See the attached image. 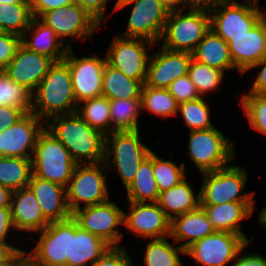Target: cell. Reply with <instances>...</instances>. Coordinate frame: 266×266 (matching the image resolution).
<instances>
[{
  "instance_id": "1",
  "label": "cell",
  "mask_w": 266,
  "mask_h": 266,
  "mask_svg": "<svg viewBox=\"0 0 266 266\" xmlns=\"http://www.w3.org/2000/svg\"><path fill=\"white\" fill-rule=\"evenodd\" d=\"M45 128L69 151L77 164L104 161L105 135L92 128L76 112L57 115Z\"/></svg>"
},
{
  "instance_id": "2",
  "label": "cell",
  "mask_w": 266,
  "mask_h": 266,
  "mask_svg": "<svg viewBox=\"0 0 266 266\" xmlns=\"http://www.w3.org/2000/svg\"><path fill=\"white\" fill-rule=\"evenodd\" d=\"M76 109L70 68L64 60L54 62L32 93L31 112L46 123L54 116L71 114Z\"/></svg>"
},
{
  "instance_id": "3",
  "label": "cell",
  "mask_w": 266,
  "mask_h": 266,
  "mask_svg": "<svg viewBox=\"0 0 266 266\" xmlns=\"http://www.w3.org/2000/svg\"><path fill=\"white\" fill-rule=\"evenodd\" d=\"M151 151L141 142L139 130L114 131L105 136L103 162L107 170L112 167L117 169L118 175L127 188ZM112 162L114 165H111Z\"/></svg>"
},
{
  "instance_id": "4",
  "label": "cell",
  "mask_w": 266,
  "mask_h": 266,
  "mask_svg": "<svg viewBox=\"0 0 266 266\" xmlns=\"http://www.w3.org/2000/svg\"><path fill=\"white\" fill-rule=\"evenodd\" d=\"M32 174L67 187L77 163L65 146L46 128L39 134L32 155Z\"/></svg>"
},
{
  "instance_id": "5",
  "label": "cell",
  "mask_w": 266,
  "mask_h": 266,
  "mask_svg": "<svg viewBox=\"0 0 266 266\" xmlns=\"http://www.w3.org/2000/svg\"><path fill=\"white\" fill-rule=\"evenodd\" d=\"M209 31V11L170 10L160 41L167 50L192 53Z\"/></svg>"
},
{
  "instance_id": "6",
  "label": "cell",
  "mask_w": 266,
  "mask_h": 266,
  "mask_svg": "<svg viewBox=\"0 0 266 266\" xmlns=\"http://www.w3.org/2000/svg\"><path fill=\"white\" fill-rule=\"evenodd\" d=\"M223 0L210 14V29L229 43L232 37L247 34L264 16L258 0Z\"/></svg>"
},
{
  "instance_id": "7",
  "label": "cell",
  "mask_w": 266,
  "mask_h": 266,
  "mask_svg": "<svg viewBox=\"0 0 266 266\" xmlns=\"http://www.w3.org/2000/svg\"><path fill=\"white\" fill-rule=\"evenodd\" d=\"M200 205H220L228 202H254L253 192L241 194L248 177L245 168L227 165L215 171L201 173Z\"/></svg>"
},
{
  "instance_id": "8",
  "label": "cell",
  "mask_w": 266,
  "mask_h": 266,
  "mask_svg": "<svg viewBox=\"0 0 266 266\" xmlns=\"http://www.w3.org/2000/svg\"><path fill=\"white\" fill-rule=\"evenodd\" d=\"M105 170L107 168L104 162L76 165L66 187L67 204L71 213L81 208V202L86 207L109 200L107 175L103 172Z\"/></svg>"
},
{
  "instance_id": "9",
  "label": "cell",
  "mask_w": 266,
  "mask_h": 266,
  "mask_svg": "<svg viewBox=\"0 0 266 266\" xmlns=\"http://www.w3.org/2000/svg\"><path fill=\"white\" fill-rule=\"evenodd\" d=\"M133 3L127 29L121 35L158 44L170 10L160 0H117L113 12Z\"/></svg>"
},
{
  "instance_id": "10",
  "label": "cell",
  "mask_w": 266,
  "mask_h": 266,
  "mask_svg": "<svg viewBox=\"0 0 266 266\" xmlns=\"http://www.w3.org/2000/svg\"><path fill=\"white\" fill-rule=\"evenodd\" d=\"M188 154L201 173L227 166L235 155L230 142L217 128L190 131Z\"/></svg>"
},
{
  "instance_id": "11",
  "label": "cell",
  "mask_w": 266,
  "mask_h": 266,
  "mask_svg": "<svg viewBox=\"0 0 266 266\" xmlns=\"http://www.w3.org/2000/svg\"><path fill=\"white\" fill-rule=\"evenodd\" d=\"M40 239L29 252L32 266H66L70 257V235H74V219L50 222L39 231Z\"/></svg>"
},
{
  "instance_id": "12",
  "label": "cell",
  "mask_w": 266,
  "mask_h": 266,
  "mask_svg": "<svg viewBox=\"0 0 266 266\" xmlns=\"http://www.w3.org/2000/svg\"><path fill=\"white\" fill-rule=\"evenodd\" d=\"M124 211L113 201L81 207L72 213V218L82 229L96 235L110 247L119 246L123 237L116 227L124 225Z\"/></svg>"
},
{
  "instance_id": "13",
  "label": "cell",
  "mask_w": 266,
  "mask_h": 266,
  "mask_svg": "<svg viewBox=\"0 0 266 266\" xmlns=\"http://www.w3.org/2000/svg\"><path fill=\"white\" fill-rule=\"evenodd\" d=\"M154 46L155 44L145 39L115 36L106 55L107 62L127 77L144 85L150 58L146 51L148 47Z\"/></svg>"
},
{
  "instance_id": "14",
  "label": "cell",
  "mask_w": 266,
  "mask_h": 266,
  "mask_svg": "<svg viewBox=\"0 0 266 266\" xmlns=\"http://www.w3.org/2000/svg\"><path fill=\"white\" fill-rule=\"evenodd\" d=\"M70 68L73 94L77 105L82 101L102 96L103 70L107 58H100L95 53L93 57L77 58L69 47L63 59Z\"/></svg>"
},
{
  "instance_id": "15",
  "label": "cell",
  "mask_w": 266,
  "mask_h": 266,
  "mask_svg": "<svg viewBox=\"0 0 266 266\" xmlns=\"http://www.w3.org/2000/svg\"><path fill=\"white\" fill-rule=\"evenodd\" d=\"M245 242L240 235L216 231L192 243L185 249V254L203 266H225L235 259Z\"/></svg>"
},
{
  "instance_id": "16",
  "label": "cell",
  "mask_w": 266,
  "mask_h": 266,
  "mask_svg": "<svg viewBox=\"0 0 266 266\" xmlns=\"http://www.w3.org/2000/svg\"><path fill=\"white\" fill-rule=\"evenodd\" d=\"M39 19L50 27L60 40L68 36L71 38L76 36L85 41L86 37L92 36L100 27V24L76 2L66 7L46 11Z\"/></svg>"
},
{
  "instance_id": "17",
  "label": "cell",
  "mask_w": 266,
  "mask_h": 266,
  "mask_svg": "<svg viewBox=\"0 0 266 266\" xmlns=\"http://www.w3.org/2000/svg\"><path fill=\"white\" fill-rule=\"evenodd\" d=\"M34 113H26L18 122L0 133V156L32 158L45 123ZM30 150V151H28ZM31 152V153H30Z\"/></svg>"
},
{
  "instance_id": "18",
  "label": "cell",
  "mask_w": 266,
  "mask_h": 266,
  "mask_svg": "<svg viewBox=\"0 0 266 266\" xmlns=\"http://www.w3.org/2000/svg\"><path fill=\"white\" fill-rule=\"evenodd\" d=\"M129 203L130 212L124 213V226L145 240L170 237L171 220L157 202Z\"/></svg>"
},
{
  "instance_id": "19",
  "label": "cell",
  "mask_w": 266,
  "mask_h": 266,
  "mask_svg": "<svg viewBox=\"0 0 266 266\" xmlns=\"http://www.w3.org/2000/svg\"><path fill=\"white\" fill-rule=\"evenodd\" d=\"M192 53L171 51L165 48L150 56L143 86L167 89L181 76L188 74Z\"/></svg>"
},
{
  "instance_id": "20",
  "label": "cell",
  "mask_w": 266,
  "mask_h": 266,
  "mask_svg": "<svg viewBox=\"0 0 266 266\" xmlns=\"http://www.w3.org/2000/svg\"><path fill=\"white\" fill-rule=\"evenodd\" d=\"M53 63L50 58L29 50L20 44L14 58L7 65L4 72L14 82L33 93Z\"/></svg>"
},
{
  "instance_id": "21",
  "label": "cell",
  "mask_w": 266,
  "mask_h": 266,
  "mask_svg": "<svg viewBox=\"0 0 266 266\" xmlns=\"http://www.w3.org/2000/svg\"><path fill=\"white\" fill-rule=\"evenodd\" d=\"M266 16L247 34L232 37L228 43L230 55L237 71L242 74L266 56Z\"/></svg>"
},
{
  "instance_id": "22",
  "label": "cell",
  "mask_w": 266,
  "mask_h": 266,
  "mask_svg": "<svg viewBox=\"0 0 266 266\" xmlns=\"http://www.w3.org/2000/svg\"><path fill=\"white\" fill-rule=\"evenodd\" d=\"M28 187L38 200L43 216L49 222L64 221L72 217L67 204L66 187L40 179L33 174Z\"/></svg>"
},
{
  "instance_id": "23",
  "label": "cell",
  "mask_w": 266,
  "mask_h": 266,
  "mask_svg": "<svg viewBox=\"0 0 266 266\" xmlns=\"http://www.w3.org/2000/svg\"><path fill=\"white\" fill-rule=\"evenodd\" d=\"M11 214L16 229L39 232L49 225L38 200L27 186L12 193Z\"/></svg>"
},
{
  "instance_id": "24",
  "label": "cell",
  "mask_w": 266,
  "mask_h": 266,
  "mask_svg": "<svg viewBox=\"0 0 266 266\" xmlns=\"http://www.w3.org/2000/svg\"><path fill=\"white\" fill-rule=\"evenodd\" d=\"M206 212L215 231L240 235L248 238L240 229V221L249 218L255 209L254 202H228L220 205H200Z\"/></svg>"
},
{
  "instance_id": "25",
  "label": "cell",
  "mask_w": 266,
  "mask_h": 266,
  "mask_svg": "<svg viewBox=\"0 0 266 266\" xmlns=\"http://www.w3.org/2000/svg\"><path fill=\"white\" fill-rule=\"evenodd\" d=\"M32 31V32H31ZM27 32L33 33L29 40ZM21 44L27 49L50 58L53 62L62 61L71 44H65L60 40L55 32L45 25L39 18H33L29 27L21 36Z\"/></svg>"
},
{
  "instance_id": "26",
  "label": "cell",
  "mask_w": 266,
  "mask_h": 266,
  "mask_svg": "<svg viewBox=\"0 0 266 266\" xmlns=\"http://www.w3.org/2000/svg\"><path fill=\"white\" fill-rule=\"evenodd\" d=\"M215 232L202 206L171 220L170 237L175 240V243L187 240L180 244L183 249Z\"/></svg>"
},
{
  "instance_id": "27",
  "label": "cell",
  "mask_w": 266,
  "mask_h": 266,
  "mask_svg": "<svg viewBox=\"0 0 266 266\" xmlns=\"http://www.w3.org/2000/svg\"><path fill=\"white\" fill-rule=\"evenodd\" d=\"M110 246L101 238L82 229L74 220V235H70V257L66 266H91Z\"/></svg>"
},
{
  "instance_id": "28",
  "label": "cell",
  "mask_w": 266,
  "mask_h": 266,
  "mask_svg": "<svg viewBox=\"0 0 266 266\" xmlns=\"http://www.w3.org/2000/svg\"><path fill=\"white\" fill-rule=\"evenodd\" d=\"M192 59L209 67L235 70L228 43L211 29L192 52Z\"/></svg>"
},
{
  "instance_id": "29",
  "label": "cell",
  "mask_w": 266,
  "mask_h": 266,
  "mask_svg": "<svg viewBox=\"0 0 266 266\" xmlns=\"http://www.w3.org/2000/svg\"><path fill=\"white\" fill-rule=\"evenodd\" d=\"M157 204L168 218L173 220L177 216L198 208L200 206V193L196 197L193 188L184 178L172 188L160 192Z\"/></svg>"
},
{
  "instance_id": "30",
  "label": "cell",
  "mask_w": 266,
  "mask_h": 266,
  "mask_svg": "<svg viewBox=\"0 0 266 266\" xmlns=\"http://www.w3.org/2000/svg\"><path fill=\"white\" fill-rule=\"evenodd\" d=\"M143 84L124 75L120 70L106 63L103 70L102 96L114 99H141Z\"/></svg>"
},
{
  "instance_id": "31",
  "label": "cell",
  "mask_w": 266,
  "mask_h": 266,
  "mask_svg": "<svg viewBox=\"0 0 266 266\" xmlns=\"http://www.w3.org/2000/svg\"><path fill=\"white\" fill-rule=\"evenodd\" d=\"M126 191L129 202H157L160 192L153 173L152 151L141 163L133 182Z\"/></svg>"
},
{
  "instance_id": "32",
  "label": "cell",
  "mask_w": 266,
  "mask_h": 266,
  "mask_svg": "<svg viewBox=\"0 0 266 266\" xmlns=\"http://www.w3.org/2000/svg\"><path fill=\"white\" fill-rule=\"evenodd\" d=\"M32 176L31 158L0 156V184L12 191L27 187Z\"/></svg>"
},
{
  "instance_id": "33",
  "label": "cell",
  "mask_w": 266,
  "mask_h": 266,
  "mask_svg": "<svg viewBox=\"0 0 266 266\" xmlns=\"http://www.w3.org/2000/svg\"><path fill=\"white\" fill-rule=\"evenodd\" d=\"M84 102V103H83ZM77 105L76 113L92 128L105 136L111 133V116L109 99L100 96L82 101Z\"/></svg>"
},
{
  "instance_id": "34",
  "label": "cell",
  "mask_w": 266,
  "mask_h": 266,
  "mask_svg": "<svg viewBox=\"0 0 266 266\" xmlns=\"http://www.w3.org/2000/svg\"><path fill=\"white\" fill-rule=\"evenodd\" d=\"M110 102L111 133L139 130L138 114L142 111L141 99H114Z\"/></svg>"
},
{
  "instance_id": "35",
  "label": "cell",
  "mask_w": 266,
  "mask_h": 266,
  "mask_svg": "<svg viewBox=\"0 0 266 266\" xmlns=\"http://www.w3.org/2000/svg\"><path fill=\"white\" fill-rule=\"evenodd\" d=\"M32 19L30 3L0 4V31L21 37Z\"/></svg>"
},
{
  "instance_id": "36",
  "label": "cell",
  "mask_w": 266,
  "mask_h": 266,
  "mask_svg": "<svg viewBox=\"0 0 266 266\" xmlns=\"http://www.w3.org/2000/svg\"><path fill=\"white\" fill-rule=\"evenodd\" d=\"M145 249L144 263L146 266H181L178 253L185 254L180 245L173 247L166 237L151 239Z\"/></svg>"
},
{
  "instance_id": "37",
  "label": "cell",
  "mask_w": 266,
  "mask_h": 266,
  "mask_svg": "<svg viewBox=\"0 0 266 266\" xmlns=\"http://www.w3.org/2000/svg\"><path fill=\"white\" fill-rule=\"evenodd\" d=\"M178 103L168 89L143 86L141 90L142 110L149 111L160 117L178 114Z\"/></svg>"
},
{
  "instance_id": "38",
  "label": "cell",
  "mask_w": 266,
  "mask_h": 266,
  "mask_svg": "<svg viewBox=\"0 0 266 266\" xmlns=\"http://www.w3.org/2000/svg\"><path fill=\"white\" fill-rule=\"evenodd\" d=\"M0 106H12L25 114L31 113L32 93L14 82L4 71H0Z\"/></svg>"
},
{
  "instance_id": "39",
  "label": "cell",
  "mask_w": 266,
  "mask_h": 266,
  "mask_svg": "<svg viewBox=\"0 0 266 266\" xmlns=\"http://www.w3.org/2000/svg\"><path fill=\"white\" fill-rule=\"evenodd\" d=\"M224 72L209 67L203 63L191 60L188 68V76L196 86V89L201 97L209 91H219V85L222 82Z\"/></svg>"
},
{
  "instance_id": "40",
  "label": "cell",
  "mask_w": 266,
  "mask_h": 266,
  "mask_svg": "<svg viewBox=\"0 0 266 266\" xmlns=\"http://www.w3.org/2000/svg\"><path fill=\"white\" fill-rule=\"evenodd\" d=\"M152 167L159 192L168 190L186 178L185 165L177 166L170 160L160 158L152 151Z\"/></svg>"
},
{
  "instance_id": "41",
  "label": "cell",
  "mask_w": 266,
  "mask_h": 266,
  "mask_svg": "<svg viewBox=\"0 0 266 266\" xmlns=\"http://www.w3.org/2000/svg\"><path fill=\"white\" fill-rule=\"evenodd\" d=\"M179 112L190 131L214 127L210 122V108L203 97L179 104Z\"/></svg>"
},
{
  "instance_id": "42",
  "label": "cell",
  "mask_w": 266,
  "mask_h": 266,
  "mask_svg": "<svg viewBox=\"0 0 266 266\" xmlns=\"http://www.w3.org/2000/svg\"><path fill=\"white\" fill-rule=\"evenodd\" d=\"M240 101L251 127L266 135V95L247 93Z\"/></svg>"
},
{
  "instance_id": "43",
  "label": "cell",
  "mask_w": 266,
  "mask_h": 266,
  "mask_svg": "<svg viewBox=\"0 0 266 266\" xmlns=\"http://www.w3.org/2000/svg\"><path fill=\"white\" fill-rule=\"evenodd\" d=\"M169 93L176 99L178 104L196 100L201 97L194 83L190 80L188 74L174 80L168 86Z\"/></svg>"
},
{
  "instance_id": "44",
  "label": "cell",
  "mask_w": 266,
  "mask_h": 266,
  "mask_svg": "<svg viewBox=\"0 0 266 266\" xmlns=\"http://www.w3.org/2000/svg\"><path fill=\"white\" fill-rule=\"evenodd\" d=\"M21 37L0 31V71H4L10 61L14 58Z\"/></svg>"
},
{
  "instance_id": "45",
  "label": "cell",
  "mask_w": 266,
  "mask_h": 266,
  "mask_svg": "<svg viewBox=\"0 0 266 266\" xmlns=\"http://www.w3.org/2000/svg\"><path fill=\"white\" fill-rule=\"evenodd\" d=\"M131 259L123 247H109L91 266H134Z\"/></svg>"
},
{
  "instance_id": "46",
  "label": "cell",
  "mask_w": 266,
  "mask_h": 266,
  "mask_svg": "<svg viewBox=\"0 0 266 266\" xmlns=\"http://www.w3.org/2000/svg\"><path fill=\"white\" fill-rule=\"evenodd\" d=\"M33 18H39L46 11L66 7L75 3V0H29Z\"/></svg>"
},
{
  "instance_id": "47",
  "label": "cell",
  "mask_w": 266,
  "mask_h": 266,
  "mask_svg": "<svg viewBox=\"0 0 266 266\" xmlns=\"http://www.w3.org/2000/svg\"><path fill=\"white\" fill-rule=\"evenodd\" d=\"M99 24L104 20V10L108 0H75Z\"/></svg>"
},
{
  "instance_id": "48",
  "label": "cell",
  "mask_w": 266,
  "mask_h": 266,
  "mask_svg": "<svg viewBox=\"0 0 266 266\" xmlns=\"http://www.w3.org/2000/svg\"><path fill=\"white\" fill-rule=\"evenodd\" d=\"M25 113L12 106H0V133L18 122Z\"/></svg>"
},
{
  "instance_id": "49",
  "label": "cell",
  "mask_w": 266,
  "mask_h": 266,
  "mask_svg": "<svg viewBox=\"0 0 266 266\" xmlns=\"http://www.w3.org/2000/svg\"><path fill=\"white\" fill-rule=\"evenodd\" d=\"M250 244L249 240L246 241L238 250L236 256H235V263L232 266H266V257L256 254V253H252V254H248L246 255L244 253L243 256H239L240 253L242 251H244L243 249L248 246ZM239 256V257H238Z\"/></svg>"
},
{
  "instance_id": "50",
  "label": "cell",
  "mask_w": 266,
  "mask_h": 266,
  "mask_svg": "<svg viewBox=\"0 0 266 266\" xmlns=\"http://www.w3.org/2000/svg\"><path fill=\"white\" fill-rule=\"evenodd\" d=\"M258 66L263 67L260 69V72H258L257 78L254 80L253 86L248 93L266 95V56L256 64L252 65L249 69Z\"/></svg>"
},
{
  "instance_id": "51",
  "label": "cell",
  "mask_w": 266,
  "mask_h": 266,
  "mask_svg": "<svg viewBox=\"0 0 266 266\" xmlns=\"http://www.w3.org/2000/svg\"><path fill=\"white\" fill-rule=\"evenodd\" d=\"M15 228L12 220L11 208H0V240L6 241L9 230Z\"/></svg>"
},
{
  "instance_id": "52",
  "label": "cell",
  "mask_w": 266,
  "mask_h": 266,
  "mask_svg": "<svg viewBox=\"0 0 266 266\" xmlns=\"http://www.w3.org/2000/svg\"><path fill=\"white\" fill-rule=\"evenodd\" d=\"M223 0H183L182 9L189 6L192 10L211 11Z\"/></svg>"
},
{
  "instance_id": "53",
  "label": "cell",
  "mask_w": 266,
  "mask_h": 266,
  "mask_svg": "<svg viewBox=\"0 0 266 266\" xmlns=\"http://www.w3.org/2000/svg\"><path fill=\"white\" fill-rule=\"evenodd\" d=\"M0 266H32L29 253L19 250L12 258L0 263Z\"/></svg>"
},
{
  "instance_id": "54",
  "label": "cell",
  "mask_w": 266,
  "mask_h": 266,
  "mask_svg": "<svg viewBox=\"0 0 266 266\" xmlns=\"http://www.w3.org/2000/svg\"><path fill=\"white\" fill-rule=\"evenodd\" d=\"M20 249L7 243L5 240H0V263L6 262L12 258Z\"/></svg>"
},
{
  "instance_id": "55",
  "label": "cell",
  "mask_w": 266,
  "mask_h": 266,
  "mask_svg": "<svg viewBox=\"0 0 266 266\" xmlns=\"http://www.w3.org/2000/svg\"><path fill=\"white\" fill-rule=\"evenodd\" d=\"M13 191L0 184V208H11V198Z\"/></svg>"
},
{
  "instance_id": "56",
  "label": "cell",
  "mask_w": 266,
  "mask_h": 266,
  "mask_svg": "<svg viewBox=\"0 0 266 266\" xmlns=\"http://www.w3.org/2000/svg\"><path fill=\"white\" fill-rule=\"evenodd\" d=\"M169 10H177L179 4L183 6V0H160Z\"/></svg>"
},
{
  "instance_id": "57",
  "label": "cell",
  "mask_w": 266,
  "mask_h": 266,
  "mask_svg": "<svg viewBox=\"0 0 266 266\" xmlns=\"http://www.w3.org/2000/svg\"><path fill=\"white\" fill-rule=\"evenodd\" d=\"M259 221L262 226L266 227V206L262 208L260 214H259Z\"/></svg>"
},
{
  "instance_id": "58",
  "label": "cell",
  "mask_w": 266,
  "mask_h": 266,
  "mask_svg": "<svg viewBox=\"0 0 266 266\" xmlns=\"http://www.w3.org/2000/svg\"><path fill=\"white\" fill-rule=\"evenodd\" d=\"M30 3L29 0H0V4Z\"/></svg>"
}]
</instances>
